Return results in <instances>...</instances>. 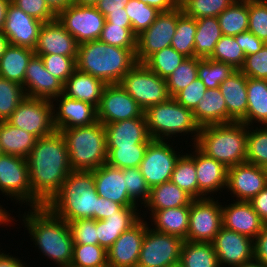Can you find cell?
Instances as JSON below:
<instances>
[{
  "label": "cell",
  "instance_id": "cell-35",
  "mask_svg": "<svg viewBox=\"0 0 267 267\" xmlns=\"http://www.w3.org/2000/svg\"><path fill=\"white\" fill-rule=\"evenodd\" d=\"M37 138L27 131L0 121V148L3 154L27 158Z\"/></svg>",
  "mask_w": 267,
  "mask_h": 267
},
{
  "label": "cell",
  "instance_id": "cell-7",
  "mask_svg": "<svg viewBox=\"0 0 267 267\" xmlns=\"http://www.w3.org/2000/svg\"><path fill=\"white\" fill-rule=\"evenodd\" d=\"M144 114L152 140L170 141L172 136L188 135V138L191 134V145L196 144L201 127L194 118L193 110L180 105L173 97L149 107Z\"/></svg>",
  "mask_w": 267,
  "mask_h": 267
},
{
  "label": "cell",
  "instance_id": "cell-24",
  "mask_svg": "<svg viewBox=\"0 0 267 267\" xmlns=\"http://www.w3.org/2000/svg\"><path fill=\"white\" fill-rule=\"evenodd\" d=\"M78 46L76 39L56 18L41 26L34 52L36 55L57 54L77 57Z\"/></svg>",
  "mask_w": 267,
  "mask_h": 267
},
{
  "label": "cell",
  "instance_id": "cell-55",
  "mask_svg": "<svg viewBox=\"0 0 267 267\" xmlns=\"http://www.w3.org/2000/svg\"><path fill=\"white\" fill-rule=\"evenodd\" d=\"M38 56H41L46 70L59 79L63 84L76 69L77 57H68L57 54Z\"/></svg>",
  "mask_w": 267,
  "mask_h": 267
},
{
  "label": "cell",
  "instance_id": "cell-51",
  "mask_svg": "<svg viewBox=\"0 0 267 267\" xmlns=\"http://www.w3.org/2000/svg\"><path fill=\"white\" fill-rule=\"evenodd\" d=\"M107 265V251L98 244H74L70 267H100Z\"/></svg>",
  "mask_w": 267,
  "mask_h": 267
},
{
  "label": "cell",
  "instance_id": "cell-70",
  "mask_svg": "<svg viewBox=\"0 0 267 267\" xmlns=\"http://www.w3.org/2000/svg\"><path fill=\"white\" fill-rule=\"evenodd\" d=\"M11 0H0V31H2L4 27V23L6 20V13Z\"/></svg>",
  "mask_w": 267,
  "mask_h": 267
},
{
  "label": "cell",
  "instance_id": "cell-19",
  "mask_svg": "<svg viewBox=\"0 0 267 267\" xmlns=\"http://www.w3.org/2000/svg\"><path fill=\"white\" fill-rule=\"evenodd\" d=\"M52 102L53 124L58 132L97 122V108L90 103L72 99L63 93L55 97Z\"/></svg>",
  "mask_w": 267,
  "mask_h": 267
},
{
  "label": "cell",
  "instance_id": "cell-40",
  "mask_svg": "<svg viewBox=\"0 0 267 267\" xmlns=\"http://www.w3.org/2000/svg\"><path fill=\"white\" fill-rule=\"evenodd\" d=\"M170 181L188 193L193 199H199L194 151L192 153H183L180 156L175 164Z\"/></svg>",
  "mask_w": 267,
  "mask_h": 267
},
{
  "label": "cell",
  "instance_id": "cell-63",
  "mask_svg": "<svg viewBox=\"0 0 267 267\" xmlns=\"http://www.w3.org/2000/svg\"><path fill=\"white\" fill-rule=\"evenodd\" d=\"M249 202L259 215L261 221L267 225V186Z\"/></svg>",
  "mask_w": 267,
  "mask_h": 267
},
{
  "label": "cell",
  "instance_id": "cell-73",
  "mask_svg": "<svg viewBox=\"0 0 267 267\" xmlns=\"http://www.w3.org/2000/svg\"><path fill=\"white\" fill-rule=\"evenodd\" d=\"M74 4L83 6H95L98 0H73Z\"/></svg>",
  "mask_w": 267,
  "mask_h": 267
},
{
  "label": "cell",
  "instance_id": "cell-30",
  "mask_svg": "<svg viewBox=\"0 0 267 267\" xmlns=\"http://www.w3.org/2000/svg\"><path fill=\"white\" fill-rule=\"evenodd\" d=\"M106 85L103 80L76 68L63 84V94L98 108Z\"/></svg>",
  "mask_w": 267,
  "mask_h": 267
},
{
  "label": "cell",
  "instance_id": "cell-34",
  "mask_svg": "<svg viewBox=\"0 0 267 267\" xmlns=\"http://www.w3.org/2000/svg\"><path fill=\"white\" fill-rule=\"evenodd\" d=\"M247 112L241 121L247 126L254 123L267 125V80L247 77Z\"/></svg>",
  "mask_w": 267,
  "mask_h": 267
},
{
  "label": "cell",
  "instance_id": "cell-78",
  "mask_svg": "<svg viewBox=\"0 0 267 267\" xmlns=\"http://www.w3.org/2000/svg\"><path fill=\"white\" fill-rule=\"evenodd\" d=\"M262 1L267 6V0H262Z\"/></svg>",
  "mask_w": 267,
  "mask_h": 267
},
{
  "label": "cell",
  "instance_id": "cell-61",
  "mask_svg": "<svg viewBox=\"0 0 267 267\" xmlns=\"http://www.w3.org/2000/svg\"><path fill=\"white\" fill-rule=\"evenodd\" d=\"M254 259L267 267V225L253 239Z\"/></svg>",
  "mask_w": 267,
  "mask_h": 267
},
{
  "label": "cell",
  "instance_id": "cell-31",
  "mask_svg": "<svg viewBox=\"0 0 267 267\" xmlns=\"http://www.w3.org/2000/svg\"><path fill=\"white\" fill-rule=\"evenodd\" d=\"M148 214L152 218V229L187 240L190 206L151 211Z\"/></svg>",
  "mask_w": 267,
  "mask_h": 267
},
{
  "label": "cell",
  "instance_id": "cell-38",
  "mask_svg": "<svg viewBox=\"0 0 267 267\" xmlns=\"http://www.w3.org/2000/svg\"><path fill=\"white\" fill-rule=\"evenodd\" d=\"M179 263L183 267H220L211 242L184 241Z\"/></svg>",
  "mask_w": 267,
  "mask_h": 267
},
{
  "label": "cell",
  "instance_id": "cell-47",
  "mask_svg": "<svg viewBox=\"0 0 267 267\" xmlns=\"http://www.w3.org/2000/svg\"><path fill=\"white\" fill-rule=\"evenodd\" d=\"M201 60L200 57L186 58L172 74L165 78L170 97H174L197 78L198 63Z\"/></svg>",
  "mask_w": 267,
  "mask_h": 267
},
{
  "label": "cell",
  "instance_id": "cell-37",
  "mask_svg": "<svg viewBox=\"0 0 267 267\" xmlns=\"http://www.w3.org/2000/svg\"><path fill=\"white\" fill-rule=\"evenodd\" d=\"M194 57L208 58L223 36L217 17L196 19Z\"/></svg>",
  "mask_w": 267,
  "mask_h": 267
},
{
  "label": "cell",
  "instance_id": "cell-58",
  "mask_svg": "<svg viewBox=\"0 0 267 267\" xmlns=\"http://www.w3.org/2000/svg\"><path fill=\"white\" fill-rule=\"evenodd\" d=\"M11 2L26 14L43 23L57 18V15L48 7L45 0H11Z\"/></svg>",
  "mask_w": 267,
  "mask_h": 267
},
{
  "label": "cell",
  "instance_id": "cell-14",
  "mask_svg": "<svg viewBox=\"0 0 267 267\" xmlns=\"http://www.w3.org/2000/svg\"><path fill=\"white\" fill-rule=\"evenodd\" d=\"M57 19L78 44L98 40L106 21L95 6L74 3L61 11Z\"/></svg>",
  "mask_w": 267,
  "mask_h": 267
},
{
  "label": "cell",
  "instance_id": "cell-76",
  "mask_svg": "<svg viewBox=\"0 0 267 267\" xmlns=\"http://www.w3.org/2000/svg\"><path fill=\"white\" fill-rule=\"evenodd\" d=\"M234 2H243V1H248V0H232Z\"/></svg>",
  "mask_w": 267,
  "mask_h": 267
},
{
  "label": "cell",
  "instance_id": "cell-21",
  "mask_svg": "<svg viewBox=\"0 0 267 267\" xmlns=\"http://www.w3.org/2000/svg\"><path fill=\"white\" fill-rule=\"evenodd\" d=\"M42 25V21L26 14L10 1L2 32L8 38L10 45L34 50Z\"/></svg>",
  "mask_w": 267,
  "mask_h": 267
},
{
  "label": "cell",
  "instance_id": "cell-16",
  "mask_svg": "<svg viewBox=\"0 0 267 267\" xmlns=\"http://www.w3.org/2000/svg\"><path fill=\"white\" fill-rule=\"evenodd\" d=\"M135 117H145L135 99L120 84H107L97 108V121L105 125Z\"/></svg>",
  "mask_w": 267,
  "mask_h": 267
},
{
  "label": "cell",
  "instance_id": "cell-26",
  "mask_svg": "<svg viewBox=\"0 0 267 267\" xmlns=\"http://www.w3.org/2000/svg\"><path fill=\"white\" fill-rule=\"evenodd\" d=\"M104 128L107 147H133V145H148L152 141L146 117L105 124Z\"/></svg>",
  "mask_w": 267,
  "mask_h": 267
},
{
  "label": "cell",
  "instance_id": "cell-41",
  "mask_svg": "<svg viewBox=\"0 0 267 267\" xmlns=\"http://www.w3.org/2000/svg\"><path fill=\"white\" fill-rule=\"evenodd\" d=\"M196 29V19L185 15L181 10L170 46L187 58L194 57Z\"/></svg>",
  "mask_w": 267,
  "mask_h": 267
},
{
  "label": "cell",
  "instance_id": "cell-56",
  "mask_svg": "<svg viewBox=\"0 0 267 267\" xmlns=\"http://www.w3.org/2000/svg\"><path fill=\"white\" fill-rule=\"evenodd\" d=\"M68 225L74 244H98L95 219L73 220Z\"/></svg>",
  "mask_w": 267,
  "mask_h": 267
},
{
  "label": "cell",
  "instance_id": "cell-3",
  "mask_svg": "<svg viewBox=\"0 0 267 267\" xmlns=\"http://www.w3.org/2000/svg\"><path fill=\"white\" fill-rule=\"evenodd\" d=\"M137 63L136 50L108 45L99 39L78 46L76 68L106 84H119Z\"/></svg>",
  "mask_w": 267,
  "mask_h": 267
},
{
  "label": "cell",
  "instance_id": "cell-66",
  "mask_svg": "<svg viewBox=\"0 0 267 267\" xmlns=\"http://www.w3.org/2000/svg\"><path fill=\"white\" fill-rule=\"evenodd\" d=\"M147 5L156 8L160 12H166L178 6L179 0H140Z\"/></svg>",
  "mask_w": 267,
  "mask_h": 267
},
{
  "label": "cell",
  "instance_id": "cell-1",
  "mask_svg": "<svg viewBox=\"0 0 267 267\" xmlns=\"http://www.w3.org/2000/svg\"><path fill=\"white\" fill-rule=\"evenodd\" d=\"M31 186V207L46 206L72 170L64 136L55 131L38 138L26 158Z\"/></svg>",
  "mask_w": 267,
  "mask_h": 267
},
{
  "label": "cell",
  "instance_id": "cell-48",
  "mask_svg": "<svg viewBox=\"0 0 267 267\" xmlns=\"http://www.w3.org/2000/svg\"><path fill=\"white\" fill-rule=\"evenodd\" d=\"M124 9L131 22L132 31L136 35L149 28L160 13L156 8L140 0H129Z\"/></svg>",
  "mask_w": 267,
  "mask_h": 267
},
{
  "label": "cell",
  "instance_id": "cell-29",
  "mask_svg": "<svg viewBox=\"0 0 267 267\" xmlns=\"http://www.w3.org/2000/svg\"><path fill=\"white\" fill-rule=\"evenodd\" d=\"M227 105V123L241 122L247 112V76L234 71L219 85Z\"/></svg>",
  "mask_w": 267,
  "mask_h": 267
},
{
  "label": "cell",
  "instance_id": "cell-27",
  "mask_svg": "<svg viewBox=\"0 0 267 267\" xmlns=\"http://www.w3.org/2000/svg\"><path fill=\"white\" fill-rule=\"evenodd\" d=\"M137 207L139 208V206H123L116 214L104 220H97L98 245L107 251L124 231L134 226L141 218H146L147 214H140L141 210Z\"/></svg>",
  "mask_w": 267,
  "mask_h": 267
},
{
  "label": "cell",
  "instance_id": "cell-64",
  "mask_svg": "<svg viewBox=\"0 0 267 267\" xmlns=\"http://www.w3.org/2000/svg\"><path fill=\"white\" fill-rule=\"evenodd\" d=\"M129 0H98L95 7L106 17L110 12L125 11Z\"/></svg>",
  "mask_w": 267,
  "mask_h": 267
},
{
  "label": "cell",
  "instance_id": "cell-57",
  "mask_svg": "<svg viewBox=\"0 0 267 267\" xmlns=\"http://www.w3.org/2000/svg\"><path fill=\"white\" fill-rule=\"evenodd\" d=\"M240 71L249 78L267 80V44L257 53L246 56Z\"/></svg>",
  "mask_w": 267,
  "mask_h": 267
},
{
  "label": "cell",
  "instance_id": "cell-77",
  "mask_svg": "<svg viewBox=\"0 0 267 267\" xmlns=\"http://www.w3.org/2000/svg\"><path fill=\"white\" fill-rule=\"evenodd\" d=\"M100 267H112V266H110L109 264H107V265H103V266H100Z\"/></svg>",
  "mask_w": 267,
  "mask_h": 267
},
{
  "label": "cell",
  "instance_id": "cell-39",
  "mask_svg": "<svg viewBox=\"0 0 267 267\" xmlns=\"http://www.w3.org/2000/svg\"><path fill=\"white\" fill-rule=\"evenodd\" d=\"M217 19L224 36H236L248 31V1L233 2Z\"/></svg>",
  "mask_w": 267,
  "mask_h": 267
},
{
  "label": "cell",
  "instance_id": "cell-75",
  "mask_svg": "<svg viewBox=\"0 0 267 267\" xmlns=\"http://www.w3.org/2000/svg\"><path fill=\"white\" fill-rule=\"evenodd\" d=\"M265 170V174H266V182H267V165L265 167H263Z\"/></svg>",
  "mask_w": 267,
  "mask_h": 267
},
{
  "label": "cell",
  "instance_id": "cell-71",
  "mask_svg": "<svg viewBox=\"0 0 267 267\" xmlns=\"http://www.w3.org/2000/svg\"><path fill=\"white\" fill-rule=\"evenodd\" d=\"M10 43L5 34L0 31V58L5 53L6 49L9 47Z\"/></svg>",
  "mask_w": 267,
  "mask_h": 267
},
{
  "label": "cell",
  "instance_id": "cell-28",
  "mask_svg": "<svg viewBox=\"0 0 267 267\" xmlns=\"http://www.w3.org/2000/svg\"><path fill=\"white\" fill-rule=\"evenodd\" d=\"M98 196L119 203L122 206H138L128 194L123 169L107 163L92 170Z\"/></svg>",
  "mask_w": 267,
  "mask_h": 267
},
{
  "label": "cell",
  "instance_id": "cell-49",
  "mask_svg": "<svg viewBox=\"0 0 267 267\" xmlns=\"http://www.w3.org/2000/svg\"><path fill=\"white\" fill-rule=\"evenodd\" d=\"M25 97L22 85L0 77V121H6Z\"/></svg>",
  "mask_w": 267,
  "mask_h": 267
},
{
  "label": "cell",
  "instance_id": "cell-23",
  "mask_svg": "<svg viewBox=\"0 0 267 267\" xmlns=\"http://www.w3.org/2000/svg\"><path fill=\"white\" fill-rule=\"evenodd\" d=\"M23 89L27 97L52 101L63 93V83L46 70L41 56L34 54L26 68Z\"/></svg>",
  "mask_w": 267,
  "mask_h": 267
},
{
  "label": "cell",
  "instance_id": "cell-13",
  "mask_svg": "<svg viewBox=\"0 0 267 267\" xmlns=\"http://www.w3.org/2000/svg\"><path fill=\"white\" fill-rule=\"evenodd\" d=\"M221 203L214 198L194 199L191 202L187 241H214L216 234L223 227Z\"/></svg>",
  "mask_w": 267,
  "mask_h": 267
},
{
  "label": "cell",
  "instance_id": "cell-33",
  "mask_svg": "<svg viewBox=\"0 0 267 267\" xmlns=\"http://www.w3.org/2000/svg\"><path fill=\"white\" fill-rule=\"evenodd\" d=\"M193 115L200 127L227 124V105L220 89H207L193 110Z\"/></svg>",
  "mask_w": 267,
  "mask_h": 267
},
{
  "label": "cell",
  "instance_id": "cell-72",
  "mask_svg": "<svg viewBox=\"0 0 267 267\" xmlns=\"http://www.w3.org/2000/svg\"><path fill=\"white\" fill-rule=\"evenodd\" d=\"M234 267H265L262 263H260L259 261L253 259L249 262L243 263L241 265H237Z\"/></svg>",
  "mask_w": 267,
  "mask_h": 267
},
{
  "label": "cell",
  "instance_id": "cell-9",
  "mask_svg": "<svg viewBox=\"0 0 267 267\" xmlns=\"http://www.w3.org/2000/svg\"><path fill=\"white\" fill-rule=\"evenodd\" d=\"M6 121L33 134L37 139L56 131L53 124V102L47 99L26 96Z\"/></svg>",
  "mask_w": 267,
  "mask_h": 267
},
{
  "label": "cell",
  "instance_id": "cell-46",
  "mask_svg": "<svg viewBox=\"0 0 267 267\" xmlns=\"http://www.w3.org/2000/svg\"><path fill=\"white\" fill-rule=\"evenodd\" d=\"M234 1L232 0H179L182 12L195 19L217 17Z\"/></svg>",
  "mask_w": 267,
  "mask_h": 267
},
{
  "label": "cell",
  "instance_id": "cell-67",
  "mask_svg": "<svg viewBox=\"0 0 267 267\" xmlns=\"http://www.w3.org/2000/svg\"><path fill=\"white\" fill-rule=\"evenodd\" d=\"M10 253H4L3 250H0V267H29L27 263L23 260H20L18 256L9 255ZM17 257V258H16Z\"/></svg>",
  "mask_w": 267,
  "mask_h": 267
},
{
  "label": "cell",
  "instance_id": "cell-62",
  "mask_svg": "<svg viewBox=\"0 0 267 267\" xmlns=\"http://www.w3.org/2000/svg\"><path fill=\"white\" fill-rule=\"evenodd\" d=\"M123 206L103 197L98 196L97 211H95V220H104L106 217L116 214Z\"/></svg>",
  "mask_w": 267,
  "mask_h": 267
},
{
  "label": "cell",
  "instance_id": "cell-22",
  "mask_svg": "<svg viewBox=\"0 0 267 267\" xmlns=\"http://www.w3.org/2000/svg\"><path fill=\"white\" fill-rule=\"evenodd\" d=\"M190 146L193 148L190 152L194 150L199 199L214 198V194L217 195L218 191L226 189L228 168L214 158L208 157L195 144Z\"/></svg>",
  "mask_w": 267,
  "mask_h": 267
},
{
  "label": "cell",
  "instance_id": "cell-11",
  "mask_svg": "<svg viewBox=\"0 0 267 267\" xmlns=\"http://www.w3.org/2000/svg\"><path fill=\"white\" fill-rule=\"evenodd\" d=\"M171 140H152L145 151L139 169L147 185L153 186L170 181L175 164L183 152L176 151ZM181 153V154H180Z\"/></svg>",
  "mask_w": 267,
  "mask_h": 267
},
{
  "label": "cell",
  "instance_id": "cell-20",
  "mask_svg": "<svg viewBox=\"0 0 267 267\" xmlns=\"http://www.w3.org/2000/svg\"><path fill=\"white\" fill-rule=\"evenodd\" d=\"M141 218L124 231L107 250V264L112 267H137L140 250L147 229V221Z\"/></svg>",
  "mask_w": 267,
  "mask_h": 267
},
{
  "label": "cell",
  "instance_id": "cell-8",
  "mask_svg": "<svg viewBox=\"0 0 267 267\" xmlns=\"http://www.w3.org/2000/svg\"><path fill=\"white\" fill-rule=\"evenodd\" d=\"M145 112L149 107L170 98L166 80L149 70L143 63H137L119 82Z\"/></svg>",
  "mask_w": 267,
  "mask_h": 267
},
{
  "label": "cell",
  "instance_id": "cell-5",
  "mask_svg": "<svg viewBox=\"0 0 267 267\" xmlns=\"http://www.w3.org/2000/svg\"><path fill=\"white\" fill-rule=\"evenodd\" d=\"M248 126L242 122L202 126L196 146L227 168L246 162Z\"/></svg>",
  "mask_w": 267,
  "mask_h": 267
},
{
  "label": "cell",
  "instance_id": "cell-65",
  "mask_svg": "<svg viewBox=\"0 0 267 267\" xmlns=\"http://www.w3.org/2000/svg\"><path fill=\"white\" fill-rule=\"evenodd\" d=\"M105 19L112 25H122V27H132L126 11L110 12L105 17Z\"/></svg>",
  "mask_w": 267,
  "mask_h": 267
},
{
  "label": "cell",
  "instance_id": "cell-74",
  "mask_svg": "<svg viewBox=\"0 0 267 267\" xmlns=\"http://www.w3.org/2000/svg\"><path fill=\"white\" fill-rule=\"evenodd\" d=\"M167 267H183V266L180 263H177V264L170 265V266H167Z\"/></svg>",
  "mask_w": 267,
  "mask_h": 267
},
{
  "label": "cell",
  "instance_id": "cell-60",
  "mask_svg": "<svg viewBox=\"0 0 267 267\" xmlns=\"http://www.w3.org/2000/svg\"><path fill=\"white\" fill-rule=\"evenodd\" d=\"M236 42L244 52L245 56L257 53L265 43L250 31L242 32L235 36Z\"/></svg>",
  "mask_w": 267,
  "mask_h": 267
},
{
  "label": "cell",
  "instance_id": "cell-25",
  "mask_svg": "<svg viewBox=\"0 0 267 267\" xmlns=\"http://www.w3.org/2000/svg\"><path fill=\"white\" fill-rule=\"evenodd\" d=\"M222 205V223L225 229L254 239L265 225L249 201Z\"/></svg>",
  "mask_w": 267,
  "mask_h": 267
},
{
  "label": "cell",
  "instance_id": "cell-43",
  "mask_svg": "<svg viewBox=\"0 0 267 267\" xmlns=\"http://www.w3.org/2000/svg\"><path fill=\"white\" fill-rule=\"evenodd\" d=\"M246 162L260 167L267 165V125L248 126Z\"/></svg>",
  "mask_w": 267,
  "mask_h": 267
},
{
  "label": "cell",
  "instance_id": "cell-45",
  "mask_svg": "<svg viewBox=\"0 0 267 267\" xmlns=\"http://www.w3.org/2000/svg\"><path fill=\"white\" fill-rule=\"evenodd\" d=\"M148 145H133V147H107V164L126 169L139 168Z\"/></svg>",
  "mask_w": 267,
  "mask_h": 267
},
{
  "label": "cell",
  "instance_id": "cell-36",
  "mask_svg": "<svg viewBox=\"0 0 267 267\" xmlns=\"http://www.w3.org/2000/svg\"><path fill=\"white\" fill-rule=\"evenodd\" d=\"M34 54L33 49L9 45L0 58V77L24 86L26 68Z\"/></svg>",
  "mask_w": 267,
  "mask_h": 267
},
{
  "label": "cell",
  "instance_id": "cell-44",
  "mask_svg": "<svg viewBox=\"0 0 267 267\" xmlns=\"http://www.w3.org/2000/svg\"><path fill=\"white\" fill-rule=\"evenodd\" d=\"M234 71L236 69L231 64L202 58L198 63L197 77L202 80L207 89H216Z\"/></svg>",
  "mask_w": 267,
  "mask_h": 267
},
{
  "label": "cell",
  "instance_id": "cell-15",
  "mask_svg": "<svg viewBox=\"0 0 267 267\" xmlns=\"http://www.w3.org/2000/svg\"><path fill=\"white\" fill-rule=\"evenodd\" d=\"M178 5L174 9L160 12L153 24L137 35L136 59L143 63L150 55L169 47L175 35L178 13L181 11Z\"/></svg>",
  "mask_w": 267,
  "mask_h": 267
},
{
  "label": "cell",
  "instance_id": "cell-18",
  "mask_svg": "<svg viewBox=\"0 0 267 267\" xmlns=\"http://www.w3.org/2000/svg\"><path fill=\"white\" fill-rule=\"evenodd\" d=\"M267 186L263 167L248 162L228 168L226 189L236 201H250Z\"/></svg>",
  "mask_w": 267,
  "mask_h": 267
},
{
  "label": "cell",
  "instance_id": "cell-10",
  "mask_svg": "<svg viewBox=\"0 0 267 267\" xmlns=\"http://www.w3.org/2000/svg\"><path fill=\"white\" fill-rule=\"evenodd\" d=\"M149 225L147 223L137 267H167L179 263L184 240Z\"/></svg>",
  "mask_w": 267,
  "mask_h": 267
},
{
  "label": "cell",
  "instance_id": "cell-69",
  "mask_svg": "<svg viewBox=\"0 0 267 267\" xmlns=\"http://www.w3.org/2000/svg\"><path fill=\"white\" fill-rule=\"evenodd\" d=\"M0 203V225L8 226L13 220H15L14 216H11V213L6 210V208L2 207ZM10 222V223H9Z\"/></svg>",
  "mask_w": 267,
  "mask_h": 267
},
{
  "label": "cell",
  "instance_id": "cell-32",
  "mask_svg": "<svg viewBox=\"0 0 267 267\" xmlns=\"http://www.w3.org/2000/svg\"><path fill=\"white\" fill-rule=\"evenodd\" d=\"M194 199L178 187L172 181H167L162 184L150 188L149 199L143 208H147L142 212L158 211L168 208L181 206H190Z\"/></svg>",
  "mask_w": 267,
  "mask_h": 267
},
{
  "label": "cell",
  "instance_id": "cell-59",
  "mask_svg": "<svg viewBox=\"0 0 267 267\" xmlns=\"http://www.w3.org/2000/svg\"><path fill=\"white\" fill-rule=\"evenodd\" d=\"M206 91V86L202 80L197 77L192 83L179 91L173 98L185 108L194 110Z\"/></svg>",
  "mask_w": 267,
  "mask_h": 267
},
{
  "label": "cell",
  "instance_id": "cell-12",
  "mask_svg": "<svg viewBox=\"0 0 267 267\" xmlns=\"http://www.w3.org/2000/svg\"><path fill=\"white\" fill-rule=\"evenodd\" d=\"M0 193L15 204H24L31 208V186L26 158L0 155ZM21 203V204H20ZM26 203V204H25Z\"/></svg>",
  "mask_w": 267,
  "mask_h": 267
},
{
  "label": "cell",
  "instance_id": "cell-54",
  "mask_svg": "<svg viewBox=\"0 0 267 267\" xmlns=\"http://www.w3.org/2000/svg\"><path fill=\"white\" fill-rule=\"evenodd\" d=\"M248 31L267 44V6L262 0H248Z\"/></svg>",
  "mask_w": 267,
  "mask_h": 267
},
{
  "label": "cell",
  "instance_id": "cell-50",
  "mask_svg": "<svg viewBox=\"0 0 267 267\" xmlns=\"http://www.w3.org/2000/svg\"><path fill=\"white\" fill-rule=\"evenodd\" d=\"M245 57L244 52L236 42L235 36L223 35L208 58L231 64L236 70H240Z\"/></svg>",
  "mask_w": 267,
  "mask_h": 267
},
{
  "label": "cell",
  "instance_id": "cell-4",
  "mask_svg": "<svg viewBox=\"0 0 267 267\" xmlns=\"http://www.w3.org/2000/svg\"><path fill=\"white\" fill-rule=\"evenodd\" d=\"M98 194L92 171H71L46 207L57 217L71 222L95 219Z\"/></svg>",
  "mask_w": 267,
  "mask_h": 267
},
{
  "label": "cell",
  "instance_id": "cell-68",
  "mask_svg": "<svg viewBox=\"0 0 267 267\" xmlns=\"http://www.w3.org/2000/svg\"><path fill=\"white\" fill-rule=\"evenodd\" d=\"M48 7L58 15L61 11L65 10L68 6L72 5L73 0H45Z\"/></svg>",
  "mask_w": 267,
  "mask_h": 267
},
{
  "label": "cell",
  "instance_id": "cell-53",
  "mask_svg": "<svg viewBox=\"0 0 267 267\" xmlns=\"http://www.w3.org/2000/svg\"><path fill=\"white\" fill-rule=\"evenodd\" d=\"M123 175L125 177L126 188L128 190L129 197L142 209V206L149 199L150 187L147 185L143 175L139 168H126L123 169ZM140 202V203H139Z\"/></svg>",
  "mask_w": 267,
  "mask_h": 267
},
{
  "label": "cell",
  "instance_id": "cell-52",
  "mask_svg": "<svg viewBox=\"0 0 267 267\" xmlns=\"http://www.w3.org/2000/svg\"><path fill=\"white\" fill-rule=\"evenodd\" d=\"M99 40L108 45L136 50L137 35L132 31V27H122V25H112L105 21Z\"/></svg>",
  "mask_w": 267,
  "mask_h": 267
},
{
  "label": "cell",
  "instance_id": "cell-6",
  "mask_svg": "<svg viewBox=\"0 0 267 267\" xmlns=\"http://www.w3.org/2000/svg\"><path fill=\"white\" fill-rule=\"evenodd\" d=\"M60 132L66 141L73 171H92L107 163L106 132L101 122Z\"/></svg>",
  "mask_w": 267,
  "mask_h": 267
},
{
  "label": "cell",
  "instance_id": "cell-2",
  "mask_svg": "<svg viewBox=\"0 0 267 267\" xmlns=\"http://www.w3.org/2000/svg\"><path fill=\"white\" fill-rule=\"evenodd\" d=\"M20 217L38 251L58 267H70L74 242L68 222L55 216L46 206L31 207Z\"/></svg>",
  "mask_w": 267,
  "mask_h": 267
},
{
  "label": "cell",
  "instance_id": "cell-42",
  "mask_svg": "<svg viewBox=\"0 0 267 267\" xmlns=\"http://www.w3.org/2000/svg\"><path fill=\"white\" fill-rule=\"evenodd\" d=\"M187 57L178 53L171 46L150 55L143 64L162 78H167Z\"/></svg>",
  "mask_w": 267,
  "mask_h": 267
},
{
  "label": "cell",
  "instance_id": "cell-17",
  "mask_svg": "<svg viewBox=\"0 0 267 267\" xmlns=\"http://www.w3.org/2000/svg\"><path fill=\"white\" fill-rule=\"evenodd\" d=\"M212 244L220 267H234L254 259L253 239L224 227Z\"/></svg>",
  "mask_w": 267,
  "mask_h": 267
}]
</instances>
